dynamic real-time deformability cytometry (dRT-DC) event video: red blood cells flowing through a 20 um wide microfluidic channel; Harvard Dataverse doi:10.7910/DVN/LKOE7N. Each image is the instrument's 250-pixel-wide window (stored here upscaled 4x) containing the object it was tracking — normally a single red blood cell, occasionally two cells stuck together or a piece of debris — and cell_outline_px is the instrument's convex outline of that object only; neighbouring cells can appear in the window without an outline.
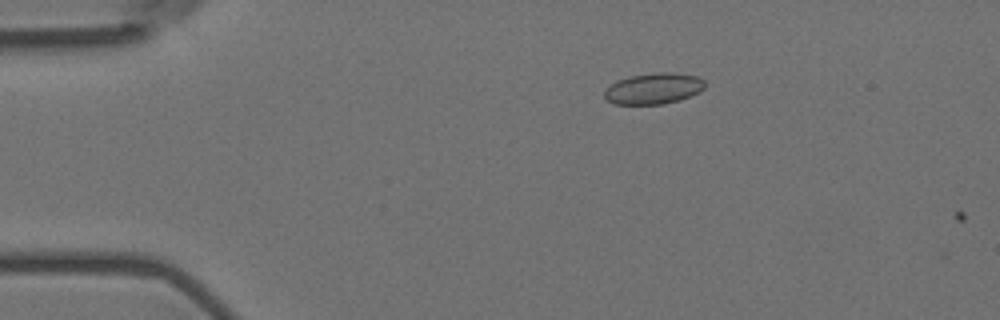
{"species": "Egyptian fruit bat (a non-hibernating species)", "species_latin": "Rousettus aegyptiacus", "temperature_condition": "room temperature", "stored_images_in_passage": 2, "camera_frame_rate_fps": 3000, "um_per_image_px": 0.085, "animal": {"sex": "female"}, "frame": {"image": 1, "passage_image": 1, "time_ms": 0.0, "image_size_px": [1000, 320], "cell_outline_px": [[704, 88], [700, 92], [680, 100], [664, 104], [612, 104], [604, 96], [604, 92], [616, 80], [632, 76], [660, 72], [668, 72], [700, 76], [704, 80]], "centroid_in_image_um": [55.59, 7.53], "position_along_channel_um": 29.4, "area_um2": 18.15}}